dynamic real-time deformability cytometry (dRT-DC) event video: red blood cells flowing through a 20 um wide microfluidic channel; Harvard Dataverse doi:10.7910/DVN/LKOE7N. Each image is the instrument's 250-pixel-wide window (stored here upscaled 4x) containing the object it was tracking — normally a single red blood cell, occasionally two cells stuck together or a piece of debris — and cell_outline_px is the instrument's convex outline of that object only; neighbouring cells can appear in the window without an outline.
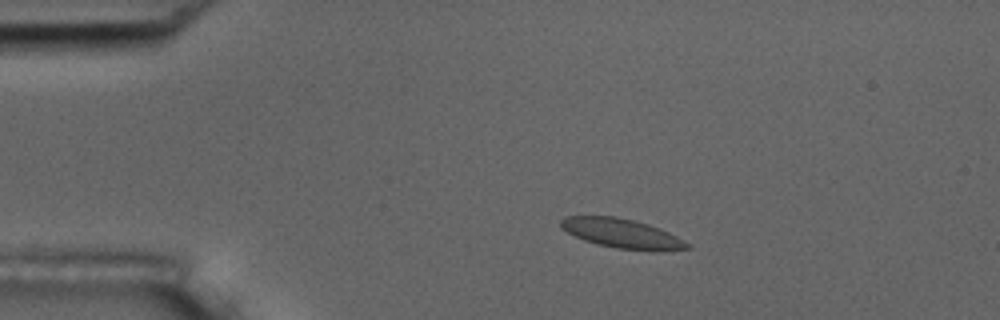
{"species": "common noctule bat (a hibernating species)", "species_latin": "Nyctalus noctula", "temperature_condition": "room temperature", "stored_images_in_passage": 8, "camera_frame_rate_fps": 3000, "um_per_image_px": 0.085, "animal": {"sex": "male", "body_mass_g": 17.5, "forearm_length_mm": 52.3}, "frame": {"image": 1, "passage_image": 2, "time_ms": 1.333, "image_size_px": [1000, 320], "cell_outline_px": [[692, 248], [660, 252], [652, 252], [616, 248], [596, 244], [584, 240], [560, 228], [560, 220], [564, 216], [616, 216], [648, 224], [668, 232], [692, 244]], "centroid_in_image_um": [52.91, 19.87], "position_along_channel_um": 32.1, "area_um2": 21.96}}
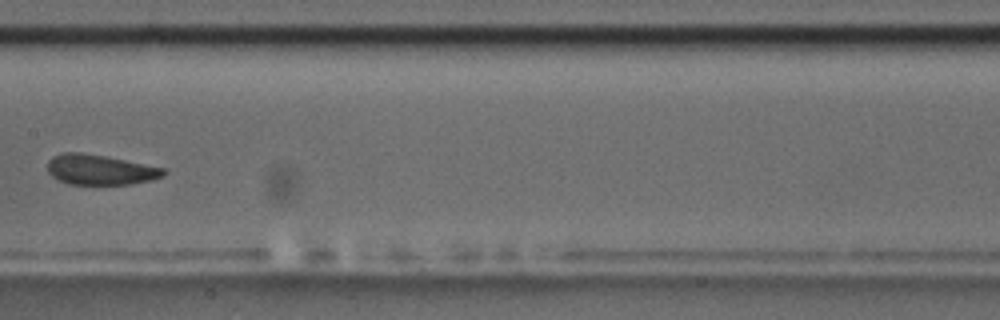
{"frame": {"image": 2, "passage_image": 7, "time_ms": 7.333, "image_size_px": [1000, 320], "cell_outline_px": [[168, 172], [164, 176], [152, 180], [128, 184], [68, 184], [52, 176], [48, 172], [48, 160], [52, 156], [64, 152], [80, 152], [104, 156], [164, 168]], "centroid_in_image_um": [8.51, 14.42], "position_along_channel_um": 198.9, "area_um2": 20.29}}
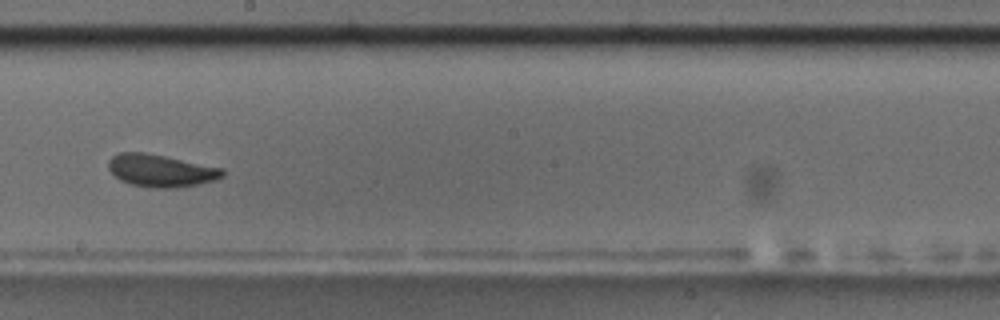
{"frame": {"image": 3, "passage_image": 8, "time_ms": 8.333, "image_size_px": [1000, 320], "cell_outline_px": [[224, 176], [216, 180], [176, 188], [152, 188], [132, 184], [120, 180], [108, 168], [108, 160], [112, 156], [120, 152], [144, 152], [224, 168]], "centroid_in_image_um": [13.68, 14.5], "position_along_channel_um": 234.5, "area_um2": 21.5}}